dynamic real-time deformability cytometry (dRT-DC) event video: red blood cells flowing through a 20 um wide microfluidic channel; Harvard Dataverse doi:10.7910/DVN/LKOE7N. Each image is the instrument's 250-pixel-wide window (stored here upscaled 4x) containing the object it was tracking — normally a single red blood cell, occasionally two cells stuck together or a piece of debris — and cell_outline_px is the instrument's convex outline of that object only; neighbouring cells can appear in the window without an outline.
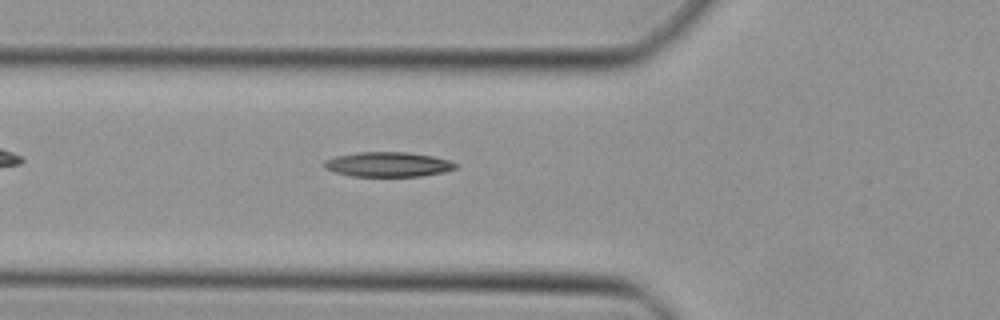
{"species": "Egyptian fruit bat (a non-hibernating species)", "species_latin": "Rousettus aegyptiacus", "temperature_condition": "cold", "stored_images_in_passage": 33, "camera_frame_rate_fps": 3000, "um_per_image_px": 0.085, "animal": {"sex": "female"}, "frame": {"image": 1, "passage_image": 6, "time_ms": 1.667, "image_size_px": [1000, 320], "cell_outline_px": [[456, 168], [444, 172], [420, 176], [352, 176], [336, 172], [324, 168], [324, 160], [336, 156], [360, 152], [408, 152], [432, 156], [448, 160], [456, 164]], "centroid_in_image_um": [32.97, 13.97], "position_along_channel_um": 92.8, "area_um2": 18.79}}
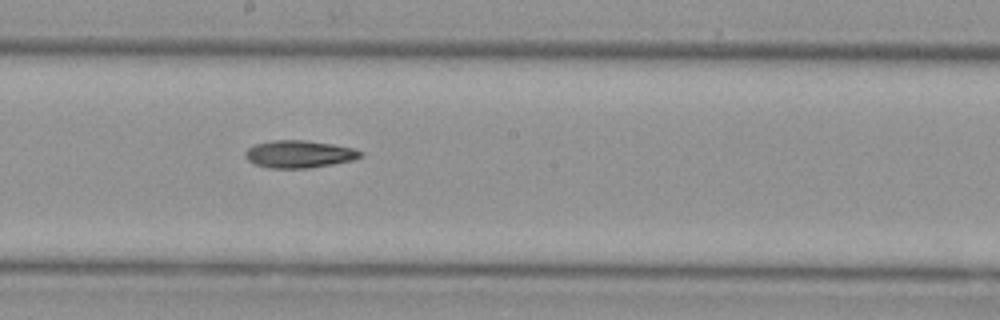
{"frame": {"image": 2, "passage_image": 15, "time_ms": 4.667, "image_size_px": [1000, 320], "cell_outline_px": [[364, 156], [352, 160], [332, 164], [308, 168], [268, 168], [256, 164], [248, 160], [244, 156], [244, 152], [248, 148], [256, 144], [272, 140], [304, 140], [332, 144], [352, 148], [364, 152]], "centroid_in_image_um": [25.43, 13.1], "position_along_channel_um": 222.8, "area_um2": 18.38}}
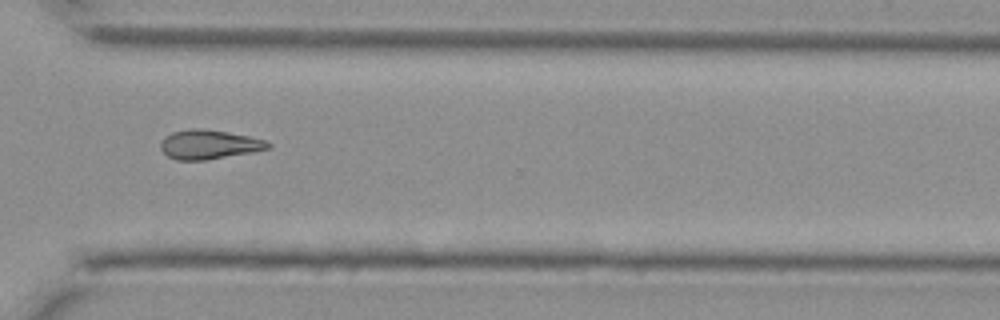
{"frame": {"image": 3, "passage_image": 24, "time_ms": 7.667, "image_size_px": [1000, 320], "cell_outline_px": [[272, 144], [268, 148], [252, 152], [204, 160], [176, 160], [168, 156], [160, 148], [160, 144], [164, 136], [172, 132], [192, 128], [200, 128], [228, 132], [248, 136], [264, 140]], "centroid_in_image_um": [17.73, 12.27], "position_along_channel_um": 352.9, "area_um2": 18.15}}